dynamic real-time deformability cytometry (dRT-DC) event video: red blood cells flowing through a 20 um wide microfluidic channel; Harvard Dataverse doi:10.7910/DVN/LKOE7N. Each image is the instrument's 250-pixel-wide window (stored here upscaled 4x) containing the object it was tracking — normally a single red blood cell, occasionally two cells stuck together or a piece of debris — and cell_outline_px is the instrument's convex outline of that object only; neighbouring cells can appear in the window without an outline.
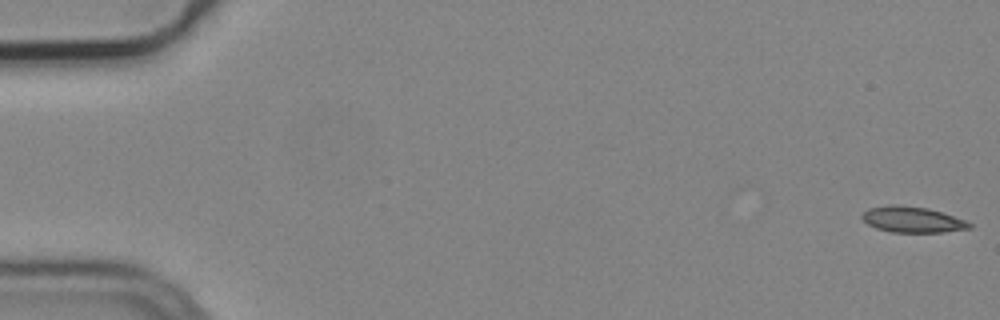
{"species": "common noctule bat (a hibernating species)", "species_latin": "Nyctalus noctula", "temperature_condition": "cold", "stored_images_in_passage": 5, "camera_frame_rate_fps": 3000, "um_per_image_px": 0.085, "animal": {"sex": "male", "body_mass_g": 19.2, "forearm_length_mm": 51.8}, "frame": {"image": 1, "passage_image": 1, "time_ms": 0.0, "image_size_px": [1000, 320], "cell_outline_px": [[972, 228], [944, 232], [892, 232], [876, 228], [868, 224], [860, 216], [868, 208], [888, 204], [896, 204], [928, 208], [964, 220], [972, 224]], "centroid_in_image_um": [77.52, 18.66], "position_along_channel_um": 7.5, "area_um2": 16.13}}
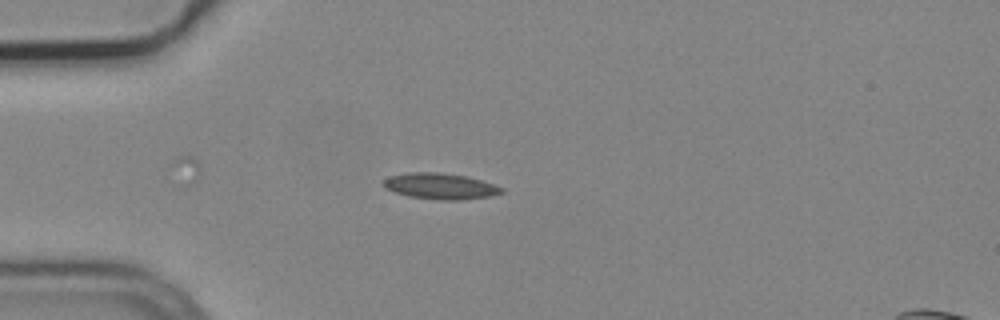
{"frame": {"image": 2, "passage_image": 5, "time_ms": 1.333, "image_size_px": [1000, 320], "cell_outline_px": [[504, 192], [492, 196], [456, 200], [440, 200], [408, 196], [384, 188], [384, 180], [388, 176], [412, 172], [436, 172], [468, 176], [504, 188]], "centroid_in_image_um": [37.43, 15.82], "position_along_channel_um": 47.6, "area_um2": 17.8}}